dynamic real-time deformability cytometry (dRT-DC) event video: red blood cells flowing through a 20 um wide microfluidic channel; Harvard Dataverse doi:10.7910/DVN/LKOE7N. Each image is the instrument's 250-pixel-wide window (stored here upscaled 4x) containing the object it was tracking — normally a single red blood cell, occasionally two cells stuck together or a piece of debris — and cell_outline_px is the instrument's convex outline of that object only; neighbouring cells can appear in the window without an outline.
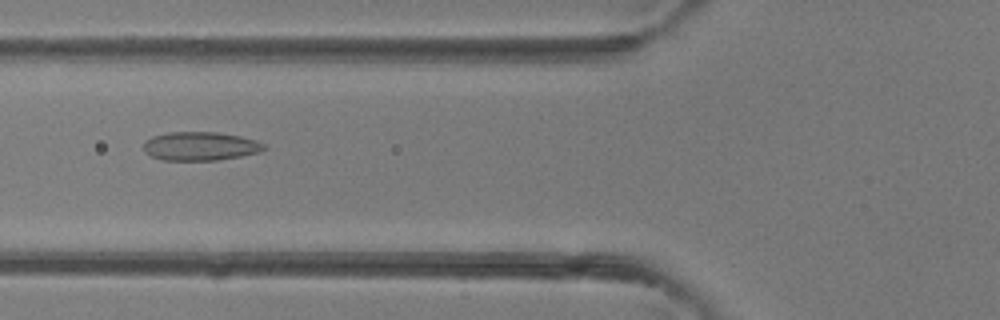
{"species": "common noctule bat (a hibernating species)", "species_latin": "Nyctalus noctula", "temperature_condition": "room temperature", "stored_images_in_passage": 28, "camera_frame_rate_fps": 3000, "um_per_image_px": 0.085, "animal": {"sex": "female"}, "frame": {"image": 1, "passage_image": 10, "time_ms": 3.0, "image_size_px": [1000, 320], "cell_outline_px": [[268, 148], [260, 152], [240, 156], [216, 160], [160, 160], [144, 152], [144, 140], [152, 136], [168, 132], [216, 132], [240, 136], [256, 140], [264, 144]], "centroid_in_image_um": [17.01, 12.42], "position_along_channel_um": 108.8, "area_um2": 20.23}}
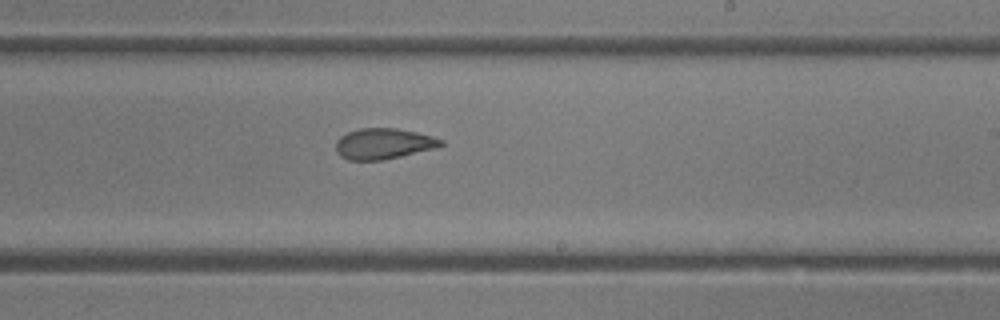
{"frame": {"image": 2, "passage_image": 19, "time_ms": 6.0, "image_size_px": [1000, 320], "cell_outline_px": [[444, 144], [436, 148], [384, 160], [348, 160], [340, 156], [336, 152], [336, 140], [340, 136], [348, 132], [360, 128], [396, 128], [416, 132], [432, 136], [444, 140]], "centroid_in_image_um": [32.59, 12.22], "position_along_channel_um": 256.4, "area_um2": 18.96}}
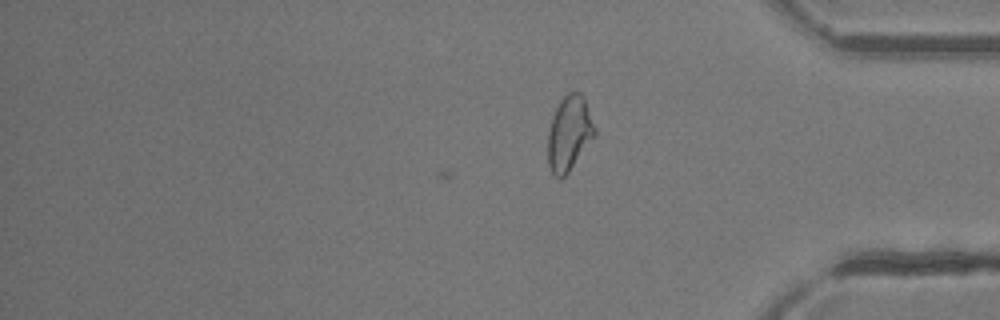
{"frame": {"image": 3, "passage_image": 28, "time_ms": 9.0, "image_size_px": [1000, 320], "cell_outline_px": [[596, 136], [568, 172], [560, 180], [552, 172], [548, 164], [548, 132], [552, 116], [560, 100], [568, 92], [580, 92], [584, 96], [596, 128]], "centroid_in_image_um": [48.4, 11.32], "position_along_channel_um": 386.8, "area_um2": 20.58}}